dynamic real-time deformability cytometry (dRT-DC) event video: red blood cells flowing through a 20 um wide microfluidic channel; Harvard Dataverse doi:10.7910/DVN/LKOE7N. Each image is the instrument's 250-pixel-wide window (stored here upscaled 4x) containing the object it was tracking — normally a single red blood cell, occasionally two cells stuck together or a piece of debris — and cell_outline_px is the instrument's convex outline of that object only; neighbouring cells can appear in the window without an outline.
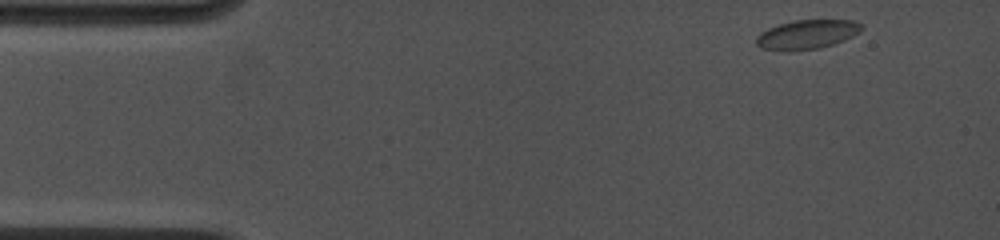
{"species": "common noctule bat (a hibernating species)", "species_latin": "Nyctalus noctula", "temperature_condition": "cold", "stored_images_in_passage": 56, "camera_frame_rate_fps": 4500, "um_per_image_px": 0.085, "animal": {"sex": "female", "body_mass_g": 19.0, "forearm_length_mm": 53.3}, "frame": {"image": 1, "passage_image": 1, "time_ms": 0.0, "image_size_px": [1000, 240], "cell_outline_px": [[864, 28], [860, 32], [844, 40], [820, 48], [788, 52], [760, 48], [756, 44], [756, 36], [760, 32], [768, 28], [780, 24], [796, 20], [852, 20], [860, 24]], "centroid_in_image_um": [68.56, 2.94], "position_along_channel_um": 16.4, "area_um2": 18.03}}
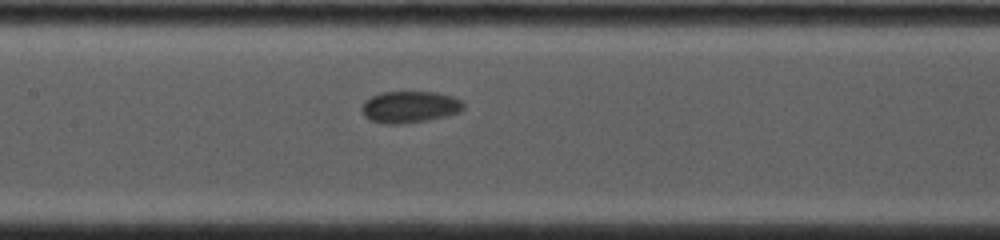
{"frame": {"image": 2, "passage_image": 32, "time_ms": 6.667, "image_size_px": [1000, 240], "cell_outline_px": [[464, 108], [460, 112], [428, 120], [400, 124], [384, 124], [368, 120], [364, 116], [360, 108], [364, 100], [380, 92], [436, 92], [452, 96], [464, 100]], "centroid_in_image_um": [34.81, 9.09], "position_along_channel_um": 172.6, "area_um2": 19.07}}
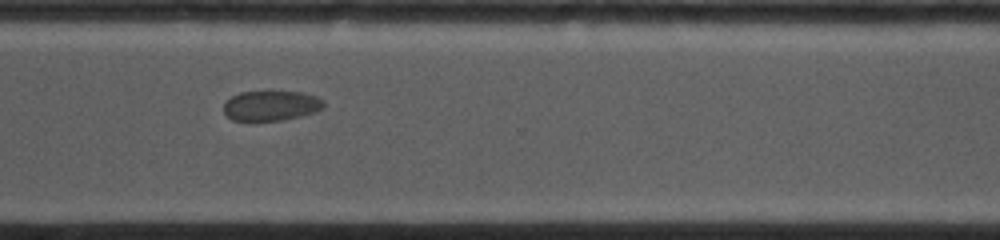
{"frame": {"image": 3, "passage_image": 55, "time_ms": 11.333, "image_size_px": [1000, 240], "cell_outline_px": [[324, 108], [316, 112], [284, 120], [232, 120], [224, 112], [224, 104], [232, 96], [240, 92], [304, 92], [316, 96], [324, 100]], "centroid_in_image_um": [23.09, 8.98], "position_along_channel_um": 347.5, "area_um2": 17.4}}